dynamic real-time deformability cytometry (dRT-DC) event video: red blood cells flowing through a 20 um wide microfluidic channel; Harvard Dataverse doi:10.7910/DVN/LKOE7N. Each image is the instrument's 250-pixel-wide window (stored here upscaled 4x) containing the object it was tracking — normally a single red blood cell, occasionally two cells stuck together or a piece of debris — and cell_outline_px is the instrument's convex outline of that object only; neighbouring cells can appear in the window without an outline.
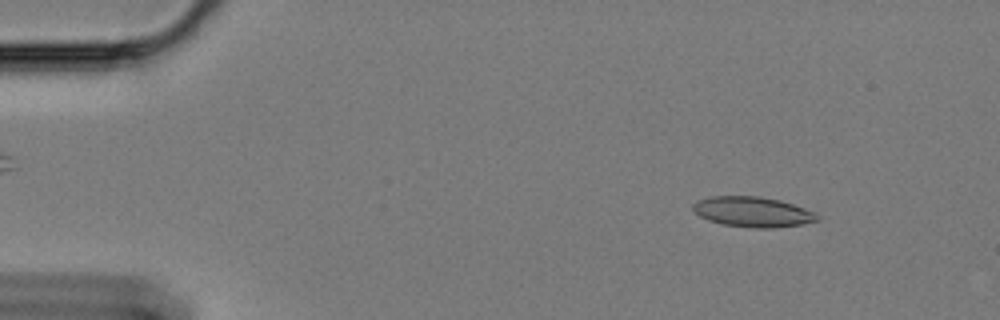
{"species": "Egyptian fruit bat (a non-hibernating species)", "species_latin": "Rousettus aegyptiacus", "temperature_condition": "cold", "stored_images_in_passage": 59, "camera_frame_rate_fps": 3000, "um_per_image_px": 0.085, "animal": {"sex": "female"}, "frame": {"image": 1, "passage_image": 7, "time_ms": 2.0, "image_size_px": [1000, 320], "cell_outline_px": [[820, 220], [800, 224], [772, 228], [748, 228], [724, 224], [708, 220], [700, 216], [692, 208], [692, 204], [696, 200], [712, 196], [760, 196], [780, 200], [804, 208], [820, 216]], "centroid_in_image_um": [63.96, 18.0], "position_along_channel_um": 21.0, "area_um2": 21.85}}
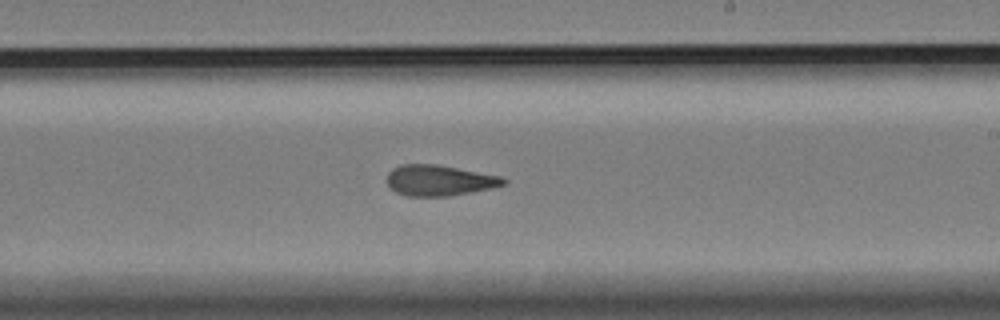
{"frame": {"image": 2, "passage_image": 35, "time_ms": 11.333, "image_size_px": [1000, 320], "cell_outline_px": [[508, 180], [504, 184], [492, 188], [472, 192], [448, 196], [408, 196], [396, 192], [384, 180], [388, 172], [392, 168], [400, 164], [436, 164], [500, 176]], "centroid_in_image_um": [37.29, 15.33], "position_along_channel_um": 251.7, "area_um2": 20.92}}
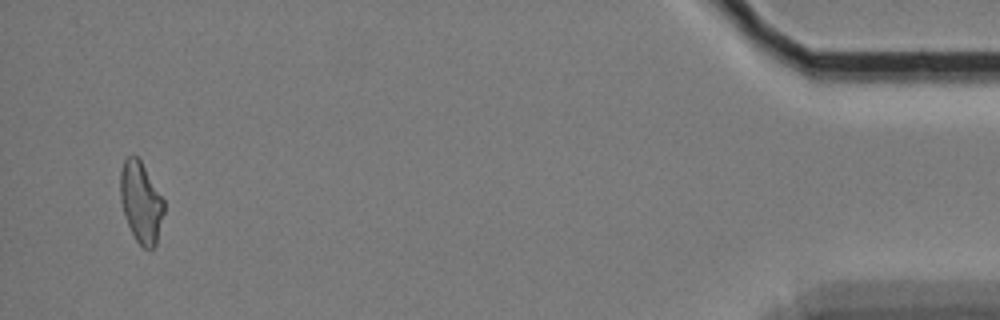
{"frame": {"image": 3, "passage_image": 57, "time_ms": 18.667, "image_size_px": [1000, 320], "cell_outline_px": [[164, 212], [156, 244], [152, 248], [144, 248], [136, 240], [124, 216], [120, 200], [120, 172], [124, 160], [128, 156], [136, 156], [140, 160], [164, 200]], "centroid_in_image_um": [11.97, 17.19], "position_along_channel_um": 423.2, "area_um2": 20.35}, "authors_computed_cell_mechanics": {"area_um2": 21.2704, "velocity_mm_per_s": 3.3775, "shape_relaxation_time_tau1_ms": null, "shape_relaxation_time_tau2_ms": 4.7488, "deformation_change_tau1": null, "deformation_change_tau2": 0.1365}}